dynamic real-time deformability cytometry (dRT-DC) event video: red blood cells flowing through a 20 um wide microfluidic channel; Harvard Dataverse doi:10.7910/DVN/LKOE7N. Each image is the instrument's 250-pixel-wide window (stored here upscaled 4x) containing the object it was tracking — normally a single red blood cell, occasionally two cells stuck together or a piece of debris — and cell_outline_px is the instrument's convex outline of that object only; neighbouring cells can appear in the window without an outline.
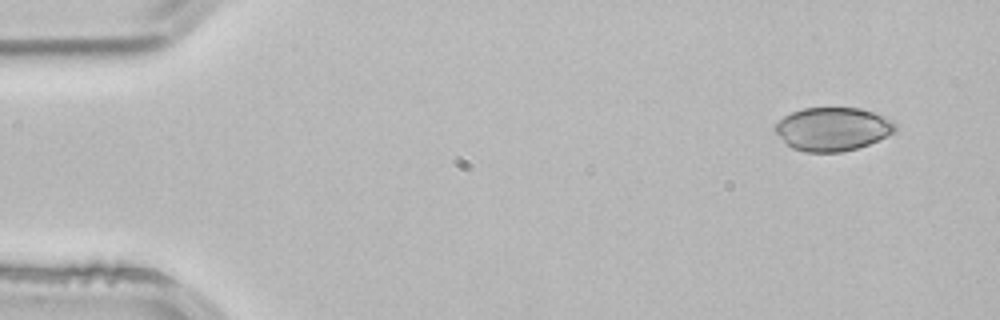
{"species": "common noctule bat (a hibernating species)", "species_latin": "Nyctalus noctula", "temperature_condition": "room temperature", "stored_images_in_passage": 4, "camera_frame_rate_fps": 3000, "um_per_image_px": 0.085, "animal": {"sex": "male", "body_mass_g": 21.5, "forearm_length_mm": 52.0}, "frame": {"image": 1, "passage_image": 1, "time_ms": 0.0, "image_size_px": [1000, 320], "cell_outline_px": [[896, 128], [892, 132], [868, 144], [856, 148], [840, 152], [804, 152], [792, 148], [772, 128], [784, 116], [792, 112], [804, 108], [856, 108], [872, 112], [892, 120], [896, 124]], "centroid_in_image_um": [70.74, 10.97], "position_along_channel_um": 14.3, "area_um2": 29.88}}